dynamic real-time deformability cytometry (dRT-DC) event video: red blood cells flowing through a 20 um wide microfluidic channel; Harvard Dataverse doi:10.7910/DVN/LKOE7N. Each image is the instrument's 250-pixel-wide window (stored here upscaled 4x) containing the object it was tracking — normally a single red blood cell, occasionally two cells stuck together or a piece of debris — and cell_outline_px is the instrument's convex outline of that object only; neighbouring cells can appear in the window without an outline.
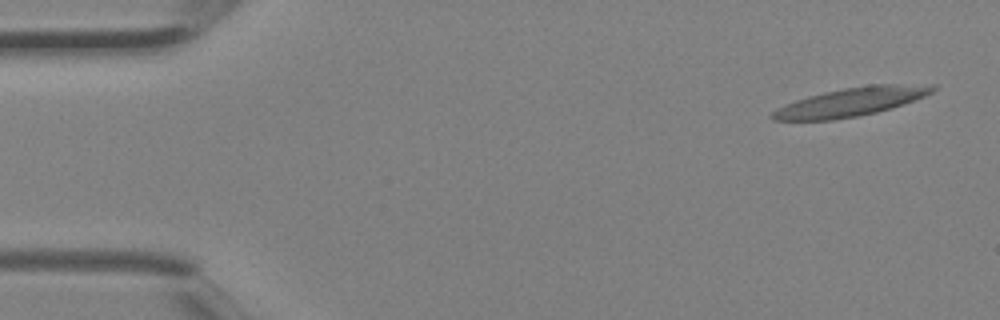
{"species": "Egyptian fruit bat (a non-hibernating species)", "species_latin": "Rousettus aegyptiacus", "temperature_condition": "room temperature", "stored_images_in_passage": 4, "camera_frame_rate_fps": 3000, "um_per_image_px": 0.085, "animal": {"sex": "female"}, "frame": {"image": 1, "passage_image": 1, "time_ms": 0.0, "image_size_px": [1000, 320], "cell_outline_px": [[936, 88], [932, 92], [924, 96], [904, 104], [892, 108], [876, 112], [856, 116], [832, 120], [772, 120], [768, 116], [776, 108], [784, 104], [808, 96], [824, 92], [844, 88], [868, 84], [936, 84]], "centroid_in_image_um": [72.33, 8.66], "position_along_channel_um": 12.7, "area_um2": 26.76}}